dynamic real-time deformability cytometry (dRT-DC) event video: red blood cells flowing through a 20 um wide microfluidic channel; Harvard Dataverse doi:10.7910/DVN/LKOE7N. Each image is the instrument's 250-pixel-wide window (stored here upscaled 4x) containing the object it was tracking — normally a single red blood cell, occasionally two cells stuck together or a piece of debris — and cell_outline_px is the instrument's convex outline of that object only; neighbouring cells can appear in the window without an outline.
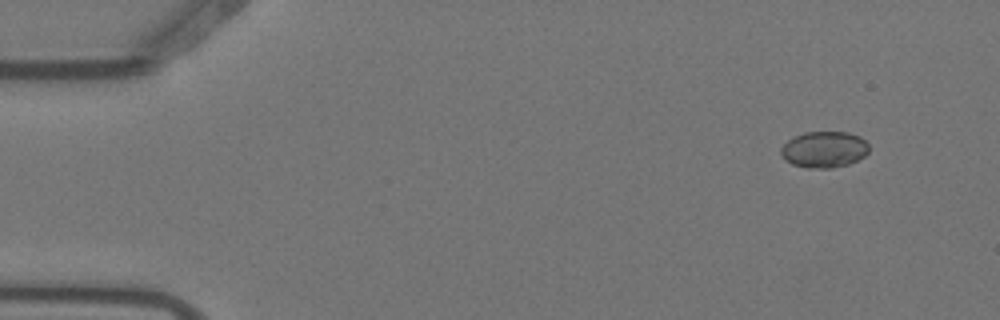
{"species": "Egyptian fruit bat (a non-hibernating species)", "species_latin": "Rousettus aegyptiacus", "temperature_condition": "warm", "stored_images_in_passage": 4, "camera_frame_rate_fps": 3000, "um_per_image_px": 0.085, "animal": {"sex": "female"}, "frame": {"image": 1, "passage_image": 1, "time_ms": 0.0, "image_size_px": [1000, 320], "cell_outline_px": [[868, 152], [864, 156], [848, 164], [832, 168], [808, 168], [792, 164], [780, 152], [780, 148], [788, 140], [804, 132], [848, 132], [860, 136], [868, 144]], "centroid_in_image_um": [70.07, 12.7], "position_along_channel_um": 14.9, "area_um2": 18.44}}